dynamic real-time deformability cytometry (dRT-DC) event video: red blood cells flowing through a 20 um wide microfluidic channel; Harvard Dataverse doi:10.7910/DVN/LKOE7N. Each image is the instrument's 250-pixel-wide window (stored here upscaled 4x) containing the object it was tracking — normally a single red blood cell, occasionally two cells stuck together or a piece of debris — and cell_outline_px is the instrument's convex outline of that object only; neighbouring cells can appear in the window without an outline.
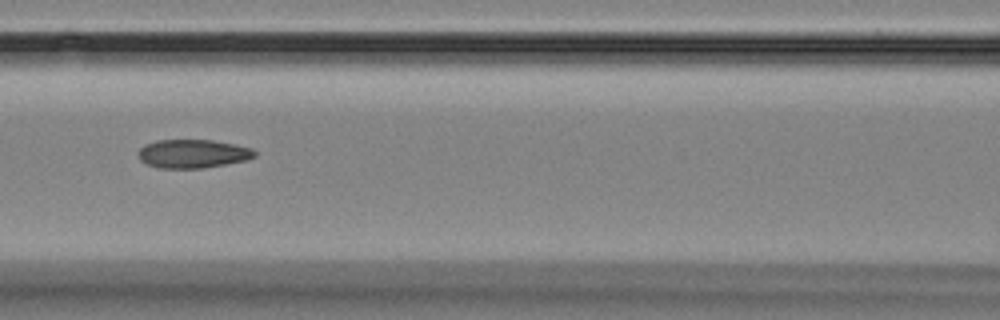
{"species": "Egyptian fruit bat (a non-hibernating species)", "species_latin": "Rousettus aegyptiacus", "temperature_condition": "room temperature", "stored_images_in_passage": 16, "camera_frame_rate_fps": 3000, "um_per_image_px": 0.085, "animal": {"sex": "female"}, "frame": {"image": 1, "passage_image": 7, "time_ms": 7.333, "image_size_px": [1000, 320], "cell_outline_px": [[256, 156], [248, 160], [204, 168], [160, 168], [148, 164], [140, 160], [136, 152], [144, 144], [156, 140], [212, 140], [252, 148], [256, 152]], "centroid_in_image_um": [16.37, 13.06], "position_along_channel_um": 150.2, "area_um2": 19.48}}
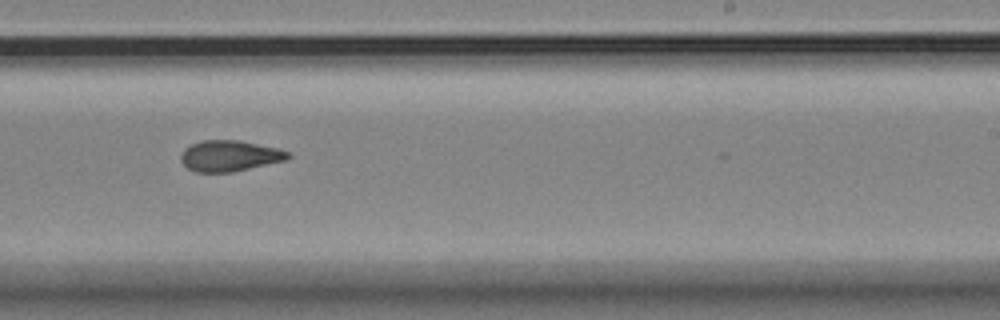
{"frame": {"image": 2, "passage_image": 10, "time_ms": 10.667, "image_size_px": [1000, 320], "cell_outline_px": [[292, 156], [288, 160], [232, 172], [196, 172], [188, 168], [180, 160], [180, 156], [184, 148], [192, 144], [204, 140], [236, 140], [280, 148], [288, 152]], "centroid_in_image_um": [19.54, 13.25], "position_along_channel_um": 269.5, "area_um2": 19.36}}
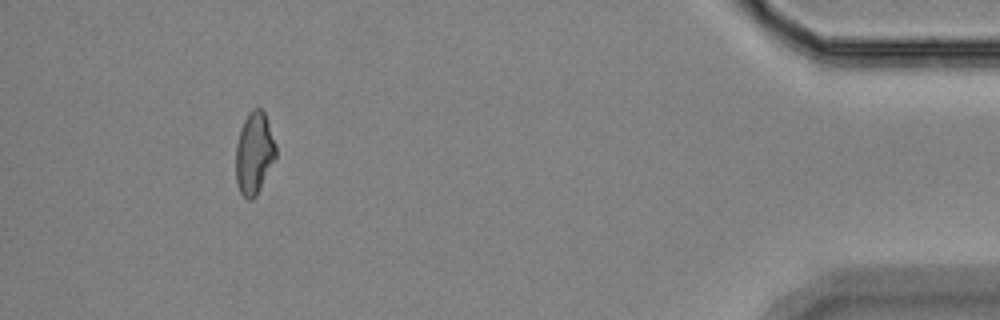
{"frame": {"image": 3, "passage_image": 15, "time_ms": 16.333, "image_size_px": [1000, 320], "cell_outline_px": [[276, 156], [256, 196], [252, 200], [248, 200], [240, 192], [236, 180], [236, 144], [244, 120], [248, 112], [252, 108], [260, 108], [264, 112], [276, 144]], "centroid_in_image_um": [21.6, 13.01], "position_along_channel_um": 413.6, "area_um2": 18.96}, "authors_computed_cell_mechanics": {"area_um2": 19.4208, "velocity_mm_per_s": 3.5933, "shape_relaxation_time_tau1_ms": 8.9594, "shape_relaxation_time_tau2_ms": 2.2148, "deformation_change_tau1": 0.1562, "deformation_change_tau2": 0.0708}}